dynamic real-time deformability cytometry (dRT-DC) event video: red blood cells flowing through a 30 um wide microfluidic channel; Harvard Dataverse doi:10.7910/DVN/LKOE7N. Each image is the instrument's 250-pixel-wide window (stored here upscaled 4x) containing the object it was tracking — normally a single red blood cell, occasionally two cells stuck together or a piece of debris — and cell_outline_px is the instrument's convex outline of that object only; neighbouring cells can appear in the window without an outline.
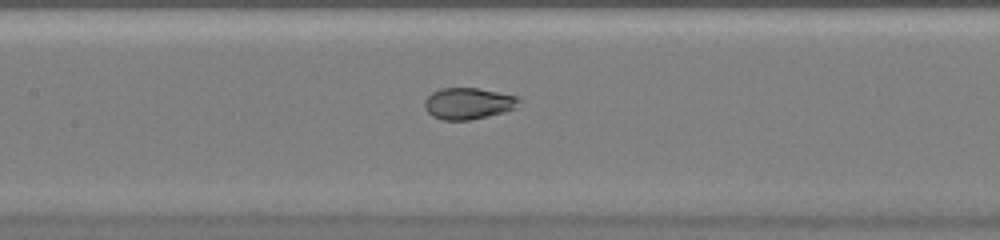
{"species": "common noctule bat (a hibernating species)", "species_latin": "Nyctalus noctula", "temperature_condition": "warm", "stored_images_in_passage": 31, "camera_frame_rate_fps": 3000, "um_per_image_px": 0.085, "animal": {"sex": "female", "body_mass_g": 20.0, "forearm_length_mm": 54.0}, "frame": {"image": 1, "passage_image": 15, "time_ms": 4.667, "image_size_px": [1000, 240], "cell_outline_px": [[520, 108], [504, 112], [468, 120], [440, 120], [432, 116], [424, 108], [424, 100], [432, 92], [440, 88], [476, 88], [516, 96], [520, 100]], "centroid_in_image_um": [39.8, 8.8], "position_along_channel_um": 167.6, "area_um2": 17.4}}
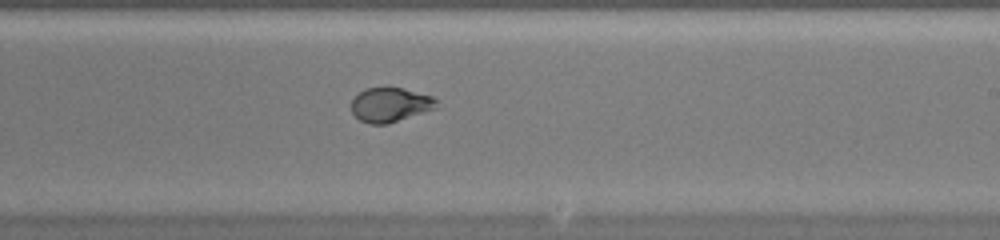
{"frame": {"image": 2, "passage_image": 21, "time_ms": 6.667, "image_size_px": [1000, 240], "cell_outline_px": [[440, 100], [436, 108], [388, 124], [368, 124], [360, 120], [352, 112], [352, 100], [364, 88], [404, 88], [432, 96]], "centroid_in_image_um": [33.2, 8.91], "position_along_channel_um": 255.8, "area_um2": 17.05}}
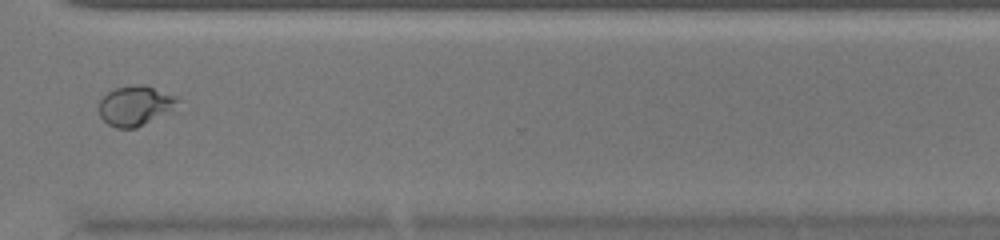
{"frame": {"image": 3, "passage_image": 28, "time_ms": 9.0, "image_size_px": [1000, 240], "cell_outline_px": [[180, 100], [176, 112], [136, 128], [116, 128], [108, 124], [100, 116], [100, 100], [108, 92], [116, 88], [132, 84], [144, 84], [176, 96]], "centroid_in_image_um": [11.6, 9.0], "position_along_channel_um": 359.0, "area_um2": 18.84}}